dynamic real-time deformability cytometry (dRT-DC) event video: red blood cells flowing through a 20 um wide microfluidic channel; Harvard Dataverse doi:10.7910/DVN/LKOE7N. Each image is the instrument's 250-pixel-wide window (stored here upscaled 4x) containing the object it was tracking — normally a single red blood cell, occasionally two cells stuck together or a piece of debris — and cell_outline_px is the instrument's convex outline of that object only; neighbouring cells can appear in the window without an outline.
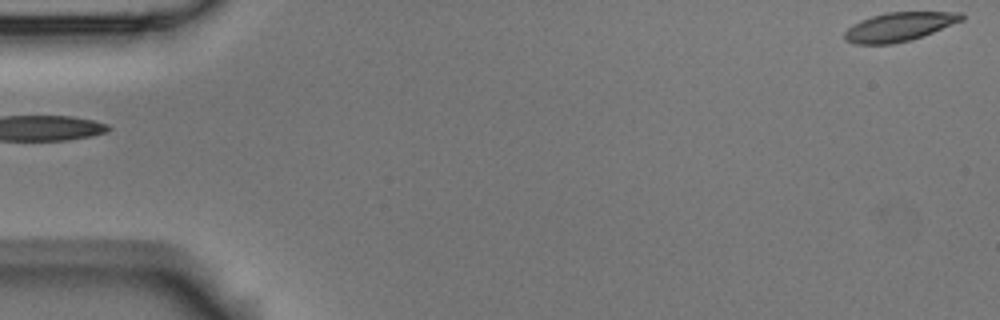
{"species": "Egyptian fruit bat (a non-hibernating species)", "species_latin": "Rousettus aegyptiacus", "temperature_condition": "room temperature", "stored_images_in_passage": 6, "camera_frame_rate_fps": 3000, "um_per_image_px": 0.085, "animal": {"sex": "male"}, "frame": {"image": 1, "passage_image": 1, "time_ms": 0.0, "image_size_px": [1000, 320], "cell_outline_px": [[964, 20], [932, 32], [908, 40], [892, 44], [856, 44], [844, 40], [844, 32], [852, 24], [860, 20], [872, 16], [888, 12], [960, 12], [964, 16]], "centroid_in_image_um": [76.39, 2.27], "position_along_channel_um": 8.6, "area_um2": 19.48}}
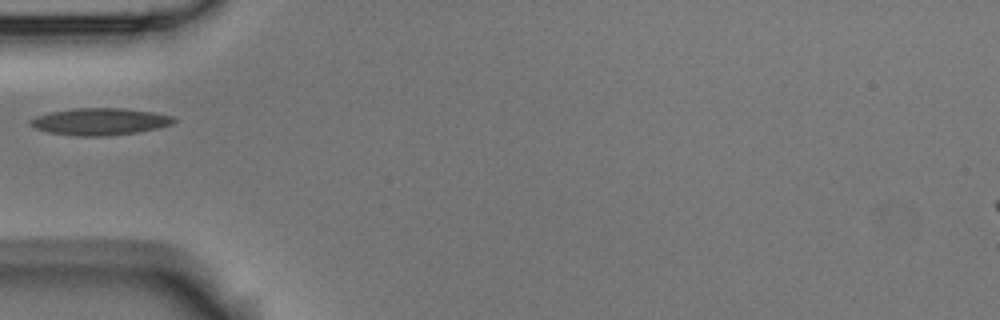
{"frame": {"image": 2, "passage_image": 5, "time_ms": 1.333, "image_size_px": [1000, 320], "cell_outline_px": [[176, 120], [172, 124], [160, 128], [136, 132], [104, 136], [76, 136], [48, 132], [36, 128], [28, 124], [28, 120], [52, 112], [72, 108], [124, 108], [152, 112], [172, 116]], "centroid_in_image_um": [8.5, 10.33], "position_along_channel_um": 76.5, "area_um2": 22.43}}
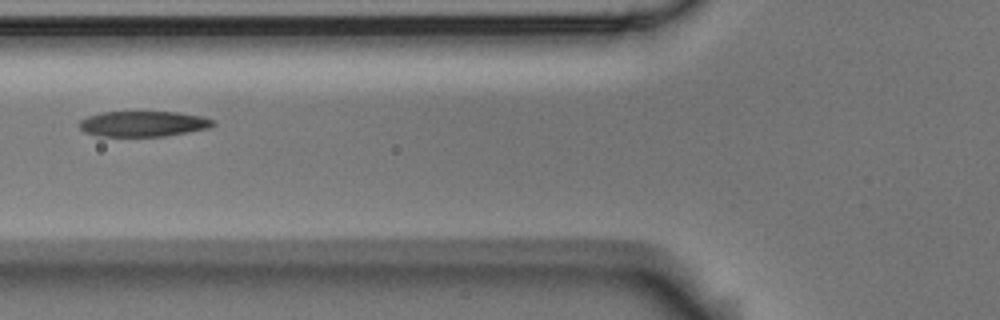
{"frame": {"image": 3, "passage_image": 6, "time_ms": 1.667, "image_size_px": [1000, 320], "cell_outline_px": [[216, 124], [208, 128], [188, 132], [164, 136], [96, 136], [84, 132], [80, 128], [80, 120], [88, 116], [100, 112], [176, 112], [204, 116], [216, 120]], "centroid_in_image_um": [12.2, 10.52], "position_along_channel_um": 113.6, "area_um2": 20.0}}